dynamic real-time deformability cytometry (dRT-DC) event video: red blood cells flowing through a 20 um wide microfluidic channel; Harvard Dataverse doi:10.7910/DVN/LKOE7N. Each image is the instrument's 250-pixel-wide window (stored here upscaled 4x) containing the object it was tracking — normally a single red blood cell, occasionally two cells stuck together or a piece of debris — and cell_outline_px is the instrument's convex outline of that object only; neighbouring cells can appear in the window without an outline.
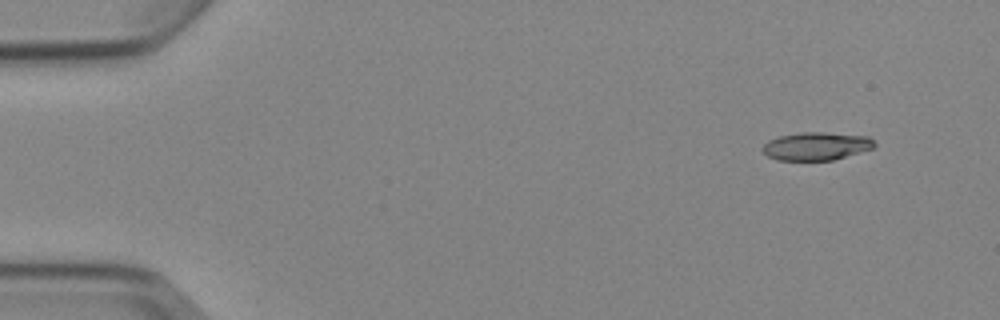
{"species": "Egyptian fruit bat (a non-hibernating species)", "species_latin": "Rousettus aegyptiacus", "temperature_condition": "cold", "stored_images_in_passage": 5, "camera_frame_rate_fps": 3000, "um_per_image_px": 0.085, "animal": {"sex": "female"}, "frame": {"image": 1, "passage_image": 2, "time_ms": 1.333, "image_size_px": [1000, 320], "cell_outline_px": [[876, 144], [872, 148], [832, 160], [776, 160], [768, 156], [760, 148], [768, 140], [780, 136], [800, 132], [824, 132], [868, 136]], "centroid_in_image_um": [69.34, 12.42], "position_along_channel_um": 15.7, "area_um2": 18.15}}
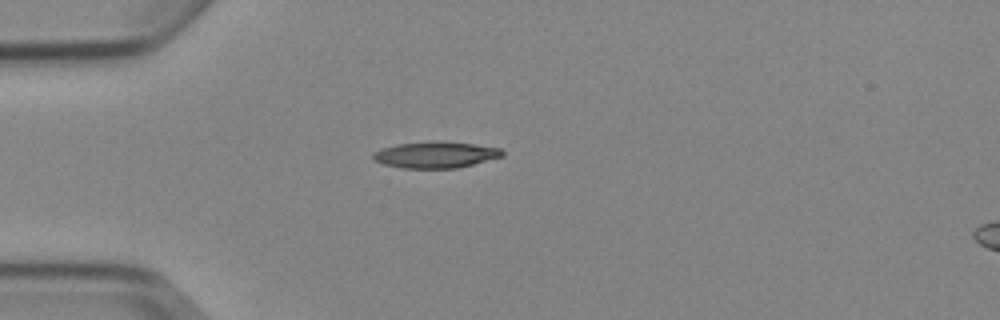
{"frame": {"image": 2, "passage_image": 5, "time_ms": 4.667, "image_size_px": [1000, 320], "cell_outline_px": [[504, 156], [456, 168], [400, 168], [384, 164], [372, 160], [372, 152], [396, 144], [428, 140], [444, 140], [476, 144], [500, 148], [504, 152]], "centroid_in_image_um": [37.0, 13.13], "position_along_channel_um": 48.0, "area_um2": 20.23}}